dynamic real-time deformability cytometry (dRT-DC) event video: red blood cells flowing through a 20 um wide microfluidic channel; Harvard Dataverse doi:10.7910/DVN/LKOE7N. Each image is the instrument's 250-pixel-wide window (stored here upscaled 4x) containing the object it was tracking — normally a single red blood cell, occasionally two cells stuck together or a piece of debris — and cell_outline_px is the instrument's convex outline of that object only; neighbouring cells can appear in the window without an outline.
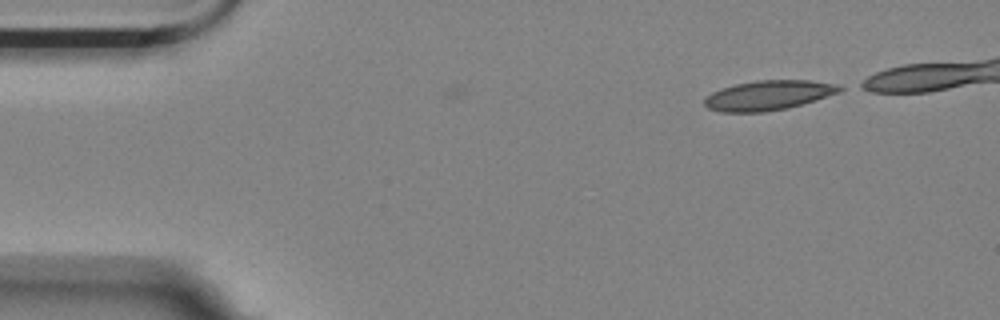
{"species": "Egyptian fruit bat (a non-hibernating species)", "species_latin": "Rousettus aegyptiacus", "temperature_condition": "room temperature", "stored_images_in_passage": 43, "camera_frame_rate_fps": 3000, "um_per_image_px": 0.085, "animal": {"sex": "female"}, "frame": {"image": 1, "passage_image": 1, "time_ms": 0.0, "image_size_px": [1000, 320], "cell_outline_px": [[848, 88], [840, 92], [788, 108], [764, 112], [724, 112], [708, 108], [704, 104], [704, 96], [712, 92], [736, 84], [756, 80], [808, 80], [840, 84]], "centroid_in_image_um": [65.35, 8.09], "position_along_channel_um": 19.6, "area_um2": 23.47}}
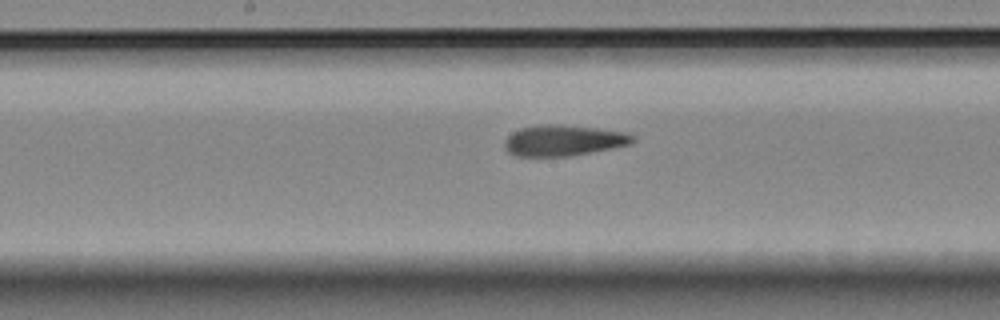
{"frame": {"image": 2, "passage_image": 23, "time_ms": 7.333, "image_size_px": [1000, 320], "cell_outline_px": [[636, 140], [632, 144], [572, 156], [516, 156], [508, 152], [504, 148], [504, 140], [512, 132], [520, 128], [536, 124], [560, 124], [596, 128], [628, 132], [636, 136]], "centroid_in_image_um": [47.91, 11.93], "position_along_channel_um": 200.3, "area_um2": 23.47}}
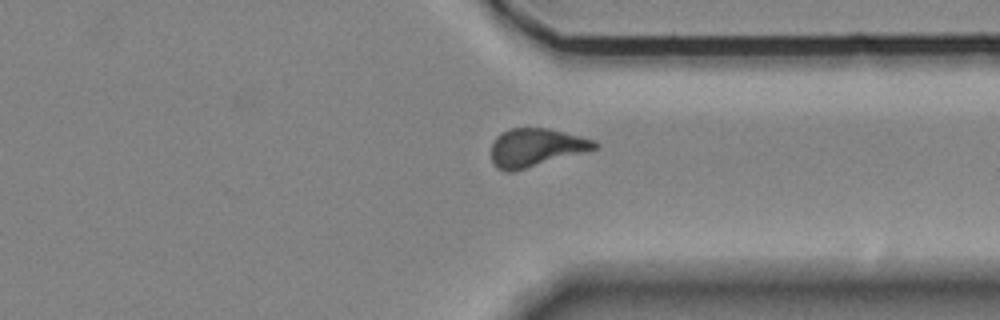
{"frame": {"image": 3, "passage_image": 37, "time_ms": 12.0, "image_size_px": [1000, 320], "cell_outline_px": [[600, 144], [596, 148], [512, 172], [504, 172], [496, 168], [492, 164], [492, 144], [496, 136], [500, 132], [508, 128], [548, 128], [596, 140]], "centroid_in_image_um": [45.5, 12.53], "position_along_channel_um": 365.9, "area_um2": 22.89}, "authors_computed_cell_mechanics": {"area_um2": 23.3512, "velocity_mm_per_s": 3.5541, "shape_relaxation_time_tau1_ms": null, "shape_relaxation_time_tau2_ms": 2.7503, "deformation_change_tau1": null, "deformation_change_tau2": 0.0946}}